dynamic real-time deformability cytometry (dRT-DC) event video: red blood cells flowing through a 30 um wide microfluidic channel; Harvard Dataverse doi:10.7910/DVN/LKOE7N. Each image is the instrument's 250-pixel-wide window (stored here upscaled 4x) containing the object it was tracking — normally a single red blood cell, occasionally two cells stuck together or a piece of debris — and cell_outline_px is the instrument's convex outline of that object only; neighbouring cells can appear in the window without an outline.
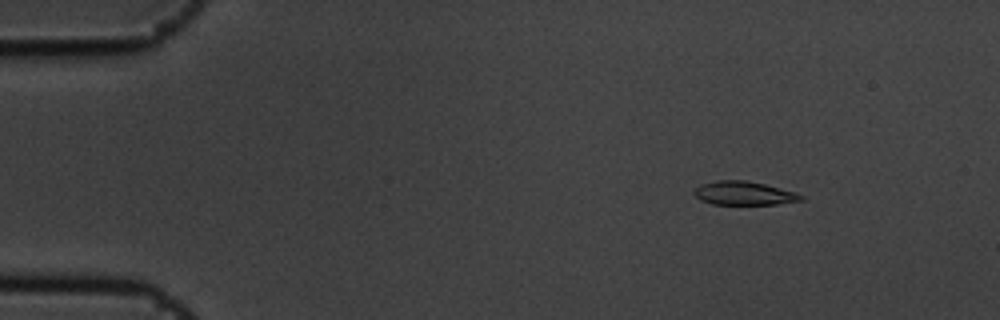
{"species": "common noctule bat (a hibernating species)", "species_latin": "Nyctalus noctula", "temperature_condition": "cold", "stored_images_in_passage": 9, "camera_frame_rate_fps": 3000, "um_per_image_px": 0.085, "animal": {"sex": "male", "body_mass_g": 19.5, "forearm_length_mm": 54.6}, "frame": {"image": 1, "passage_image": 1, "time_ms": 0.0, "image_size_px": [1000, 320], "cell_outline_px": [[804, 200], [776, 204], [712, 204], [700, 200], [692, 192], [700, 184], [716, 180], [744, 180], [764, 184], [796, 192], [804, 196]], "centroid_in_image_um": [63.22, 16.42], "position_along_channel_um": 21.8, "area_um2": 14.74}}
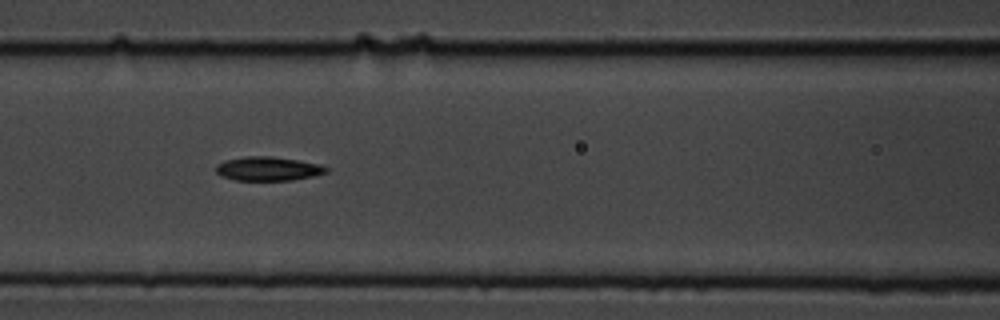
{"frame": {"image": 2, "passage_image": 6, "time_ms": 1.667, "image_size_px": [1000, 320], "cell_outline_px": [[328, 172], [312, 176], [292, 180], [236, 180], [220, 176], [216, 172], [216, 164], [224, 160], [244, 156], [272, 156], [320, 164], [328, 168]], "centroid_in_image_um": [22.75, 14.33], "position_along_channel_um": 143.9, "area_um2": 15.43}}
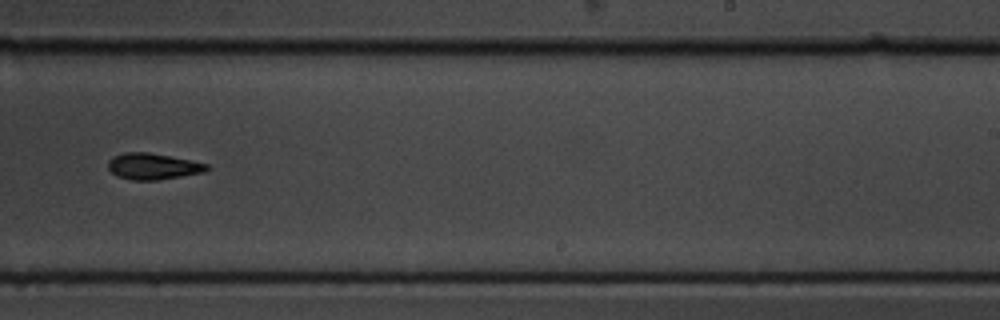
{"frame": {"image": 3, "passage_image": 9, "time_ms": 2.667, "image_size_px": [1000, 320], "cell_outline_px": [[212, 168], [204, 172], [156, 180], [132, 180], [116, 176], [108, 168], [108, 160], [112, 156], [124, 152], [148, 152], [192, 160], [208, 164]], "centroid_in_image_um": [13.0, 14.13], "position_along_channel_um": 276.0, "area_um2": 15.2}}